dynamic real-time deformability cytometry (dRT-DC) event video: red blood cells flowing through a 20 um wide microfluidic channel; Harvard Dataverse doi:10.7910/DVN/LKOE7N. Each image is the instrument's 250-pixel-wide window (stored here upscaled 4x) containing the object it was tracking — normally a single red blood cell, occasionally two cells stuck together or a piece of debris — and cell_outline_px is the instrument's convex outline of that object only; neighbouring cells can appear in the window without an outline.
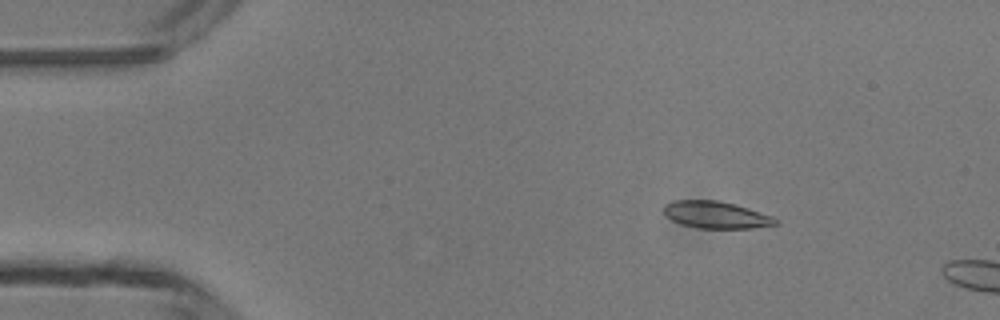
{"species": "common noctule bat (a hibernating species)", "species_latin": "Nyctalus noctula", "temperature_condition": "room temperature", "stored_images_in_passage": 4, "camera_frame_rate_fps": 3000, "um_per_image_px": 0.085, "animal": {"sex": "male", "body_mass_g": 13.3}, "frame": {"image": 1, "passage_image": 2, "time_ms": 1.333, "image_size_px": [1000, 320], "cell_outline_px": [[780, 224], [752, 228], [696, 228], [680, 224], [672, 220], [664, 212], [664, 204], [672, 200], [716, 200], [736, 204], [772, 216], [780, 220]], "centroid_in_image_um": [60.88, 18.26], "position_along_channel_um": 24.1, "area_um2": 17.74}}